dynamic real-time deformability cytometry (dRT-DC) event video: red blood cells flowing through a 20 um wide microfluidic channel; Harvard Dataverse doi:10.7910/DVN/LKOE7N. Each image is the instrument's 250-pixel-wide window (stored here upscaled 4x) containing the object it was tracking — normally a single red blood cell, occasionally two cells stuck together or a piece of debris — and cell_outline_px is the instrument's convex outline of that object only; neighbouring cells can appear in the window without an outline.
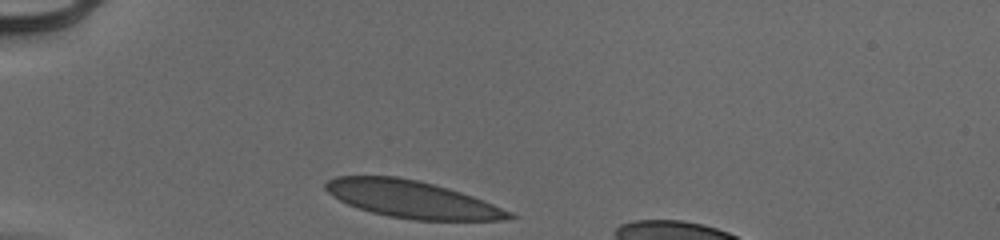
{"species": "human", "species_latin": "Homo sapiens", "temperature_condition": "cold", "stored_images_in_passage": 30, "camera_frame_rate_fps": 3000, "um_per_image_px": 0.085, "donor": {"sex": "male"}, "frame": {"image": 1, "passage_image": 1, "time_ms": 0.0, "image_size_px": [1000, 240], "cell_outline_px": [[516, 216], [504, 220], [412, 220], [388, 216], [372, 212], [348, 204], [332, 196], [324, 188], [324, 184], [328, 180], [336, 176], [396, 176], [420, 180], [448, 188], [472, 196], [512, 212]], "centroid_in_image_um": [35.0, 16.93], "position_along_channel_um": 50.0, "area_um2": 39.59}}
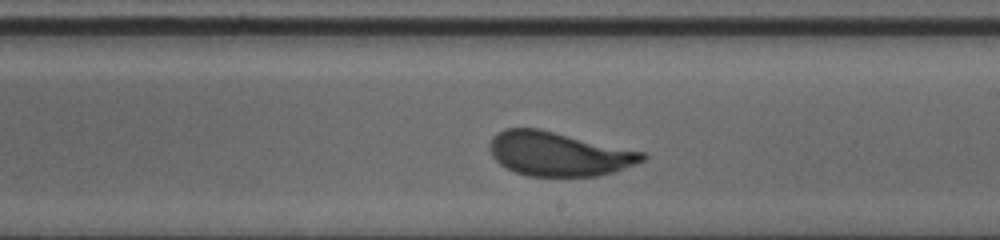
{"frame": {"image": 2, "passage_image": 18, "time_ms": 5.667, "image_size_px": [1000, 240], "cell_outline_px": [[648, 156], [644, 160], [636, 164], [616, 172], [600, 176], [528, 176], [516, 172], [500, 164], [492, 156], [488, 148], [488, 144], [492, 136], [496, 132], [504, 128], [540, 128], [644, 152]], "centroid_in_image_um": [47.48, 13.07], "position_along_channel_um": 241.5, "area_um2": 39.65}}
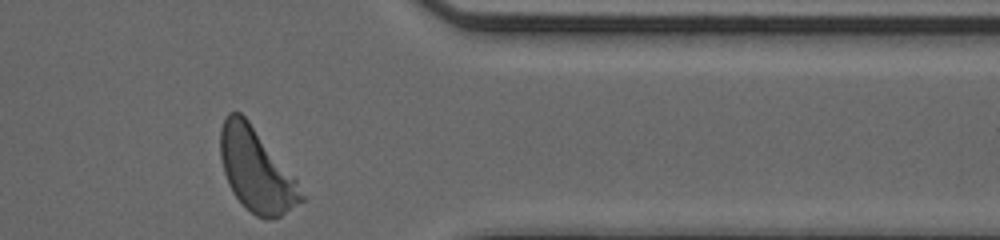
{"frame": {"image": 3, "passage_image": 30, "time_ms": 9.667, "image_size_px": [1000, 240], "cell_outline_px": [[304, 200], [280, 216], [272, 220], [268, 220], [256, 216], [232, 192], [228, 184], [224, 172], [220, 156], [220, 128], [228, 112], [240, 112], [248, 120], [296, 180], [304, 196]], "centroid_in_image_um": [21.75, 14.46], "position_along_channel_um": 389.6, "area_um2": 38.38}, "authors_computed_cell_mechanics": {"area_um2": 39.5641, "velocity_mm_per_s": 3.9202, "shape_relaxation_time_tau1_ms": 3.257, "shape_relaxation_time_tau2_ms": null, "deformation_change_tau1": 0.1349, "deformation_change_tau2": null}}